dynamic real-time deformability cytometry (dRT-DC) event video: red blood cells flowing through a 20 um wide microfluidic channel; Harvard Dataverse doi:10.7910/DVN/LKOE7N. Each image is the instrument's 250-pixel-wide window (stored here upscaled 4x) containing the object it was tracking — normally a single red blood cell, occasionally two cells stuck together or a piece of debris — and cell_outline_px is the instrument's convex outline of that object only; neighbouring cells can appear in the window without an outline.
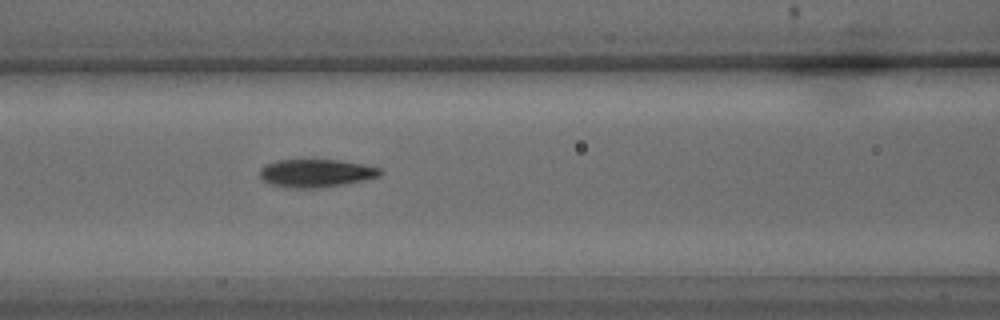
{"species": "common noctule bat (a hibernating species)", "species_latin": "Nyctalus noctula", "temperature_condition": "warm", "stored_images_in_passage": 3, "camera_frame_rate_fps": 3000, "um_per_image_px": 0.085, "animal": {"sex": "male", "body_mass_g": 15.6}, "frame": {"image": 1, "passage_image": 3, "time_ms": 2.333, "image_size_px": [1000, 320], "cell_outline_px": [[384, 172], [380, 176], [364, 180], [344, 184], [316, 188], [284, 188], [272, 184], [264, 180], [260, 176], [260, 168], [264, 164], [276, 160], [340, 160], [364, 164], [384, 168]], "centroid_in_image_um": [26.9, 14.71], "position_along_channel_um": 139.7, "area_um2": 19.88}}